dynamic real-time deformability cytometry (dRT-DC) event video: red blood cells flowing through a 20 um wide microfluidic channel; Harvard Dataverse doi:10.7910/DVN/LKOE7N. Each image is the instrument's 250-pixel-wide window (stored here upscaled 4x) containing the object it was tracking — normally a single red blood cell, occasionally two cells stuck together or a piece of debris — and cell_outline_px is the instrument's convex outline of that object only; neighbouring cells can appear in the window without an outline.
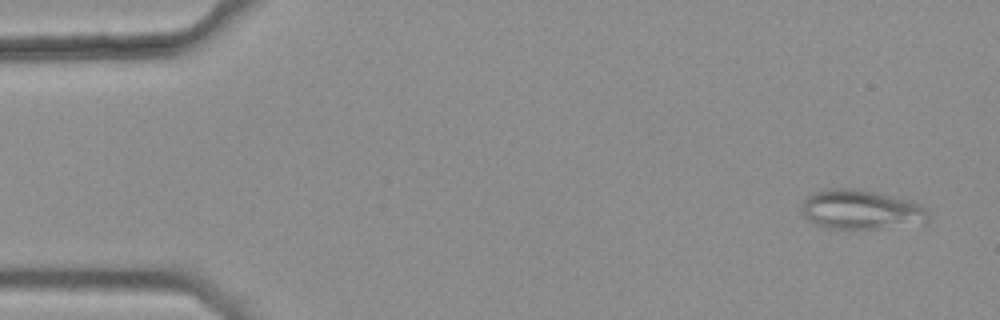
{"species": "common noctule bat (a hibernating species)", "species_latin": "Nyctalus noctula", "temperature_condition": "warm", "stored_images_in_passage": 7, "camera_frame_rate_fps": 3000, "um_per_image_px": 0.085, "animal": {"sex": "female", "body_mass_g": 25.1}, "frame": {"image": 1, "passage_image": 1, "time_ms": 0.0, "image_size_px": [1000, 320], "cell_outline_px": [[932, 216], [924, 224], [876, 228], [824, 228], [816, 224], [804, 216], [804, 200], [808, 196], [816, 192], [832, 188], [860, 188], [908, 200], [920, 204]], "centroid_in_image_um": [73.26, 17.82], "position_along_channel_um": 11.7, "area_um2": 28.96}}
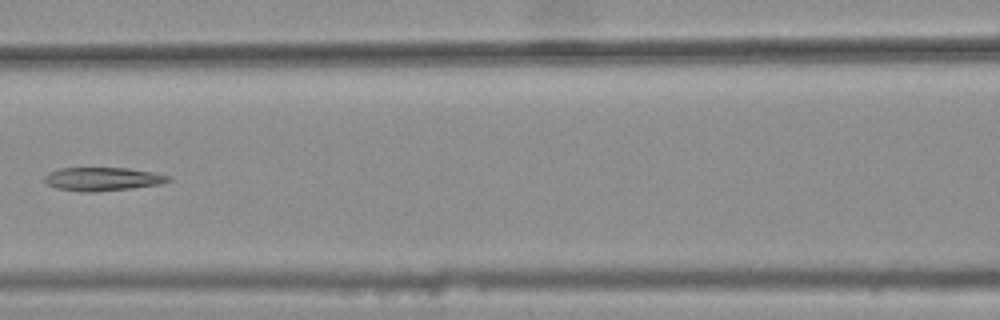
{"frame": {"image": 2, "passage_image": 6, "time_ms": 1.667, "image_size_px": [1000, 320], "cell_outline_px": [[172, 180], [160, 184], [128, 188], [92, 192], [80, 192], [56, 188], [48, 184], [44, 180], [44, 176], [48, 172], [60, 168], [128, 168], [152, 172], [168, 176]], "centroid_in_image_um": [8.67, 15.21], "position_along_channel_um": 157.9, "area_um2": 16.76}}
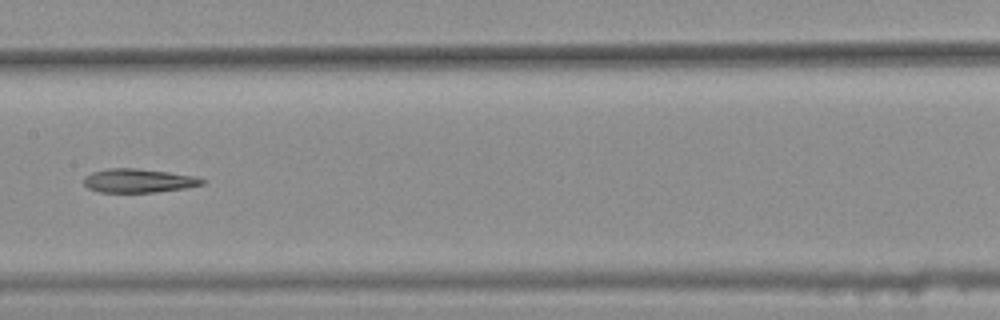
{"frame": {"image": 3, "passage_image": 7, "time_ms": 2.0, "image_size_px": [1000, 320], "cell_outline_px": [[204, 184], [188, 188], [156, 192], [100, 192], [88, 188], [84, 184], [84, 176], [92, 172], [108, 168], [136, 168], [168, 172], [196, 176], [204, 180]], "centroid_in_image_um": [11.78, 15.36], "position_along_channel_um": 195.6, "area_um2": 16.47}}